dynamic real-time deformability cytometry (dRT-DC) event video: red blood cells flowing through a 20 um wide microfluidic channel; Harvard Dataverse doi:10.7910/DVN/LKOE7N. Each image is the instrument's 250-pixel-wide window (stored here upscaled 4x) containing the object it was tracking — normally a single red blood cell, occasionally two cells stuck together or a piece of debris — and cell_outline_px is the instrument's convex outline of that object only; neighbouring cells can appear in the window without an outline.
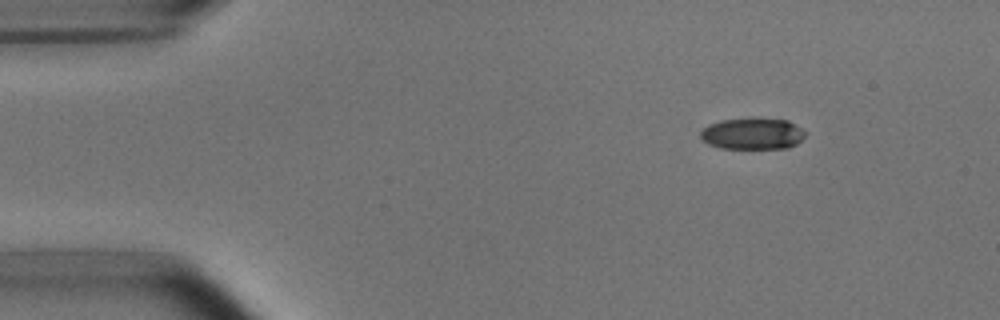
{"species": "common noctule bat (a hibernating species)", "species_latin": "Nyctalus noctula", "temperature_condition": "room temperature", "stored_images_in_passage": 2, "camera_frame_rate_fps": 3000, "um_per_image_px": 0.085, "animal": {"sex": "male", "body_mass_g": 15.6}, "frame": {"image": 1, "passage_image": 2, "time_ms": 1.333, "image_size_px": [1000, 320], "cell_outline_px": [[808, 132], [796, 144], [788, 148], [720, 148], [708, 144], [700, 140], [700, 132], [704, 128], [720, 120], [788, 120]], "centroid_in_image_um": [63.96, 11.4], "position_along_channel_um": 21.0, "area_um2": 18.73}}